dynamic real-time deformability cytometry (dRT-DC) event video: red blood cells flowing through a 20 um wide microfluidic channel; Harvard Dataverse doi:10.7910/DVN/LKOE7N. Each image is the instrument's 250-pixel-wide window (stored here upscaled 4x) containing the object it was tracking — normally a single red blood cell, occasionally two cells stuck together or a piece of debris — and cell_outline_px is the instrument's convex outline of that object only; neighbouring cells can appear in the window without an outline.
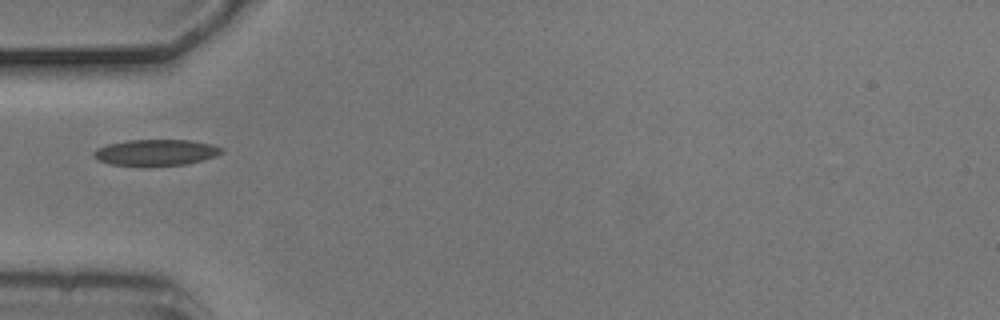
{"species": "common noctule bat (a hibernating species)", "species_latin": "Nyctalus noctula", "temperature_condition": "cold", "stored_images_in_passage": 1, "camera_frame_rate_fps": 3000, "um_per_image_px": 0.085, "animal": {"sex": "male", "body_mass_g": 20.5, "forearm_length_mm": 52.5}, "frame": {"image": 1, "passage_image": 1, "time_ms": 0.0, "image_size_px": [1000, 320], "cell_outline_px": [[224, 152], [216, 156], [188, 164], [112, 164], [96, 160], [92, 156], [92, 152], [96, 148], [108, 144], [128, 140], [188, 140], [212, 144], [224, 148]], "centroid_in_image_um": [13.26, 12.93], "position_along_channel_um": 71.7, "area_um2": 19.13}}